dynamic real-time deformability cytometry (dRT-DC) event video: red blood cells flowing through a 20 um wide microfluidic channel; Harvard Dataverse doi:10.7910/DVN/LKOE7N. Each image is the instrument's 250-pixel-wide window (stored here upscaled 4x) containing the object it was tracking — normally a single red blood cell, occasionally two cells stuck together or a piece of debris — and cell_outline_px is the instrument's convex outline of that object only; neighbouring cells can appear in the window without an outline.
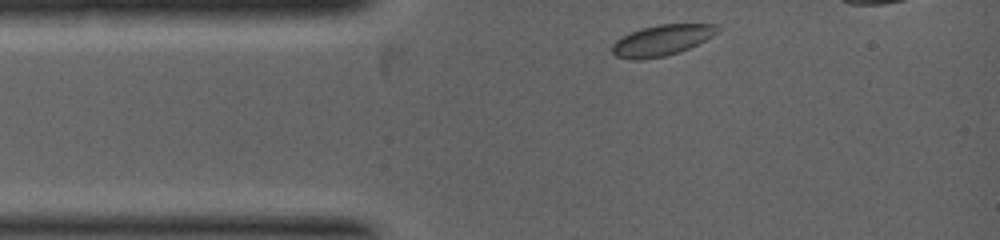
{"species": "common noctule bat (a hibernating species)", "species_latin": "Nyctalus noctula", "temperature_condition": "warm", "stored_images_in_passage": 4, "camera_frame_rate_fps": 5000, "um_per_image_px": 0.085, "animal": {"sex": "female", "body_mass_g": 19.0, "forearm_length_mm": 53.3}, "frame": {"image": 1, "passage_image": 1, "time_ms": 0.0, "image_size_px": [1000, 240], "cell_outline_px": [[720, 28], [712, 36], [688, 48], [664, 56], [640, 60], [632, 60], [616, 56], [612, 52], [612, 44], [616, 40], [640, 28], [660, 24], [716, 24]], "centroid_in_image_um": [56.22, 3.42], "position_along_channel_um": 28.8, "area_um2": 18.61}}
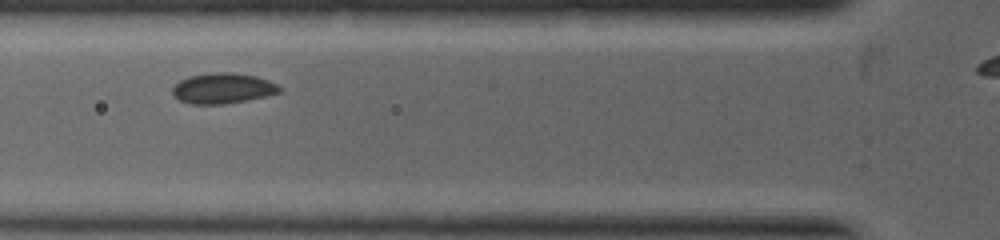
{"frame": {"image": 2, "passage_image": 3, "time_ms": 1.4, "image_size_px": [1000, 240], "cell_outline_px": [[280, 92], [248, 100], [224, 104], [188, 104], [172, 96], [172, 88], [180, 80], [188, 76], [212, 72], [236, 72], [256, 76], [268, 80], [276, 84], [280, 88]], "centroid_in_image_um": [18.89, 7.5], "position_along_channel_um": 106.9, "area_um2": 19.13}}
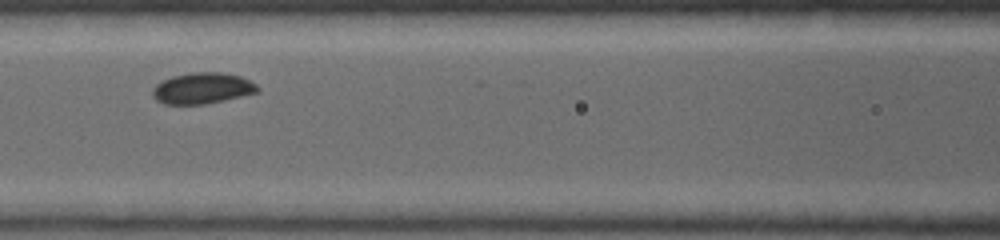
{"frame": {"image": 3, "passage_image": 4, "time_ms": 2.0, "image_size_px": [1000, 240], "cell_outline_px": [[260, 92], [224, 100], [204, 104], [164, 104], [156, 100], [152, 96], [152, 88], [156, 84], [172, 76], [192, 72], [224, 72], [240, 76], [256, 84], [260, 88]], "centroid_in_image_um": [17.21, 7.5], "position_along_channel_um": 149.4, "area_um2": 19.13}}